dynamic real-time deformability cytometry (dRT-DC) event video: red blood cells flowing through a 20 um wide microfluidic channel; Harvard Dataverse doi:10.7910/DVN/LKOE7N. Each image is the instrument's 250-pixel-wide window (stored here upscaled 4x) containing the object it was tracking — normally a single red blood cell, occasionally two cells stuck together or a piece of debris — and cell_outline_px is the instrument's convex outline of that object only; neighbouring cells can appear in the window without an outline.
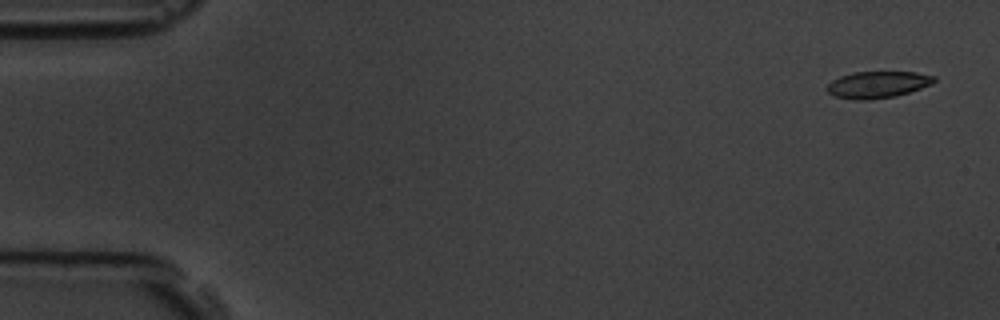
{"species": "common noctule bat (a hibernating species)", "species_latin": "Nyctalus noctula", "temperature_condition": "room temperature", "stored_images_in_passage": 7, "camera_frame_rate_fps": 3000, "um_per_image_px": 0.085, "animal": {"sex": "male", "body_mass_g": 19.5, "forearm_length_mm": 54.6}, "frame": {"image": 1, "passage_image": 1, "time_ms": 0.0, "image_size_px": [1000, 320], "cell_outline_px": [[936, 80], [932, 84], [896, 96], [868, 100], [856, 100], [836, 96], [828, 92], [828, 84], [832, 80], [840, 76], [852, 72], [916, 72], [936, 76]], "centroid_in_image_um": [74.62, 7.18], "position_along_channel_um": 10.4, "area_um2": 16.59}}
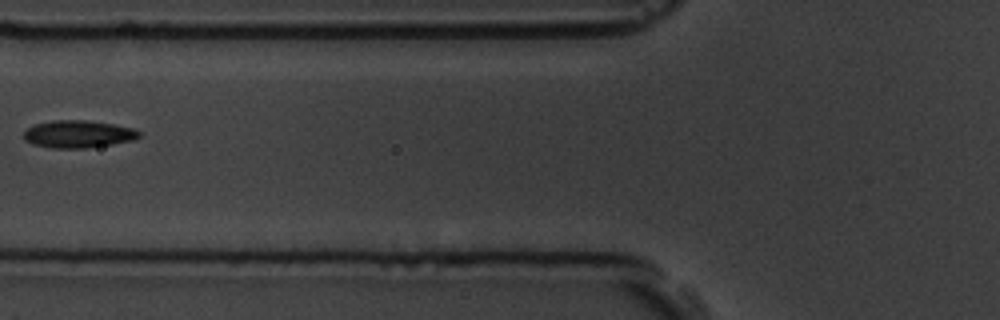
{"frame": {"image": 2, "passage_image": 6, "time_ms": 6.667, "image_size_px": [1000, 320], "cell_outline_px": [[140, 136], [132, 140], [112, 144], [88, 148], [52, 148], [32, 144], [24, 140], [24, 132], [28, 128], [36, 124], [52, 120], [88, 120], [112, 124], [132, 128], [140, 132]], "centroid_in_image_um": [6.62, 11.4], "position_along_channel_um": 119.2, "area_um2": 18.38}}
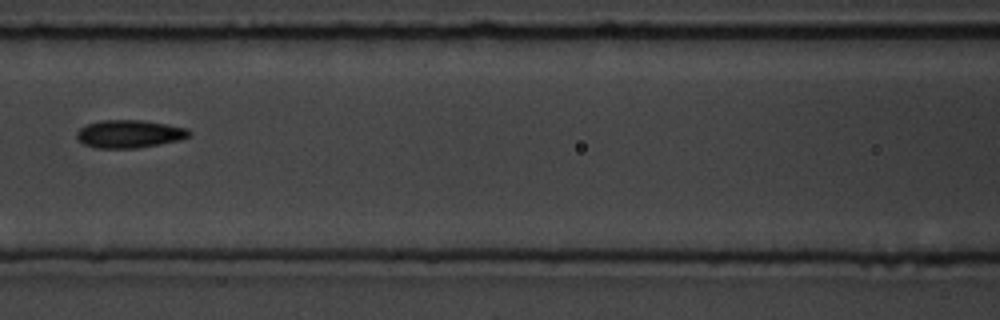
{"frame": {"image": 3, "passage_image": 7, "time_ms": 7.667, "image_size_px": [1000, 320], "cell_outline_px": [[192, 136], [180, 140], [160, 144], [136, 148], [96, 148], [84, 144], [76, 136], [76, 132], [80, 128], [88, 124], [100, 120], [144, 120], [168, 124], [188, 128], [192, 132]], "centroid_in_image_um": [11.05, 11.37], "position_along_channel_um": 155.6, "area_um2": 18.44}}